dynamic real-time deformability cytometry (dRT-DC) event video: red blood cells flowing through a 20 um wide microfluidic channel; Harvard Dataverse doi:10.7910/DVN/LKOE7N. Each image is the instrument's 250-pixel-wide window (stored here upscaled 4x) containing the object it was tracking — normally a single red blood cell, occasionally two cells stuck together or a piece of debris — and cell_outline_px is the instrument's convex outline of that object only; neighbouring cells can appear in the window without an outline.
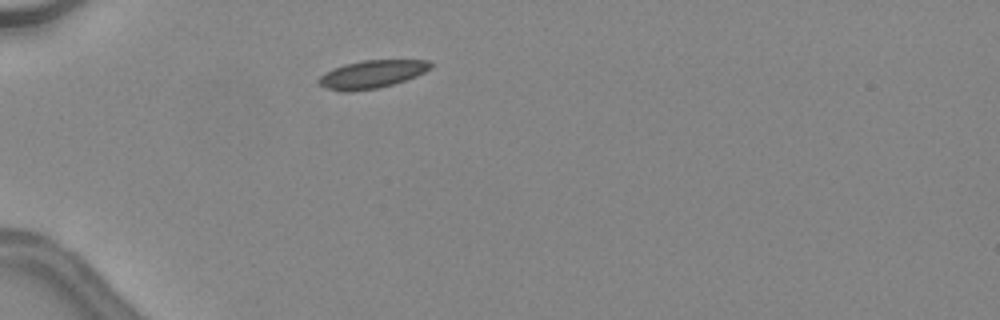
{"species": "common noctule bat (a hibernating species)", "species_latin": "Nyctalus noctula", "temperature_condition": "warm", "stored_images_in_passage": 38, "camera_frame_rate_fps": 3000, "um_per_image_px": 0.085, "animal": {"sex": "female", "body_mass_g": 24.6, "forearm_length_mm": 56.2}, "frame": {"image": 1, "passage_image": 6, "time_ms": 1.667, "image_size_px": [1000, 320], "cell_outline_px": [[432, 68], [416, 76], [392, 84], [376, 88], [348, 92], [344, 92], [324, 88], [316, 84], [316, 80], [320, 76], [332, 68], [344, 64], [364, 60], [428, 60], [432, 64]], "centroid_in_image_um": [31.54, 6.31], "position_along_channel_um": 53.5, "area_um2": 18.26}, "authors_computed_cell_mechanics": {"area_um2": 17.9469, "velocity_mm_per_s": 4.5082, "shape_relaxation_time_tau1_ms": 3.0958, "shape_relaxation_time_tau2_ms": null, "deformation_change_tau1": 0.1079, "deformation_change_tau2": null}}